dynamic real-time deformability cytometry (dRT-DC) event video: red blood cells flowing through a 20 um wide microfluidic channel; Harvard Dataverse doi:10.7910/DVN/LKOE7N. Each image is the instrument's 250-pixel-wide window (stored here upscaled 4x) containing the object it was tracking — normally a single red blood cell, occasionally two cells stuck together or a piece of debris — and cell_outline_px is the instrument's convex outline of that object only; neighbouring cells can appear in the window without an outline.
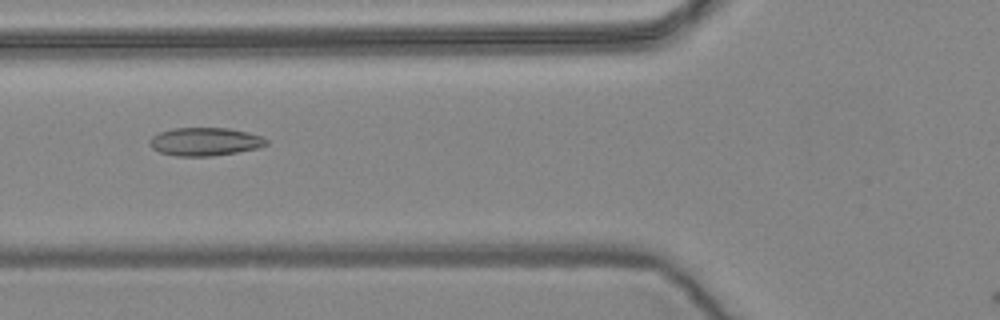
{"species": "common noctule bat (a hibernating species)", "species_latin": "Nyctalus noctula", "temperature_condition": "warm", "stored_images_in_passage": 38, "camera_frame_rate_fps": 3000, "um_per_image_px": 0.085, "animal": {"sex": "female", "body_mass_g": 24.6, "forearm_length_mm": 56.2}, "frame": {"image": 1, "passage_image": 17, "time_ms": 5.333, "image_size_px": [1000, 320], "cell_outline_px": [[268, 144], [260, 148], [212, 156], [176, 156], [160, 152], [152, 148], [148, 144], [148, 140], [152, 136], [160, 132], [172, 128], [228, 128], [248, 132], [260, 136], [268, 140]], "centroid_in_image_um": [17.41, 12.04], "position_along_channel_um": 108.4, "area_um2": 19.25}}
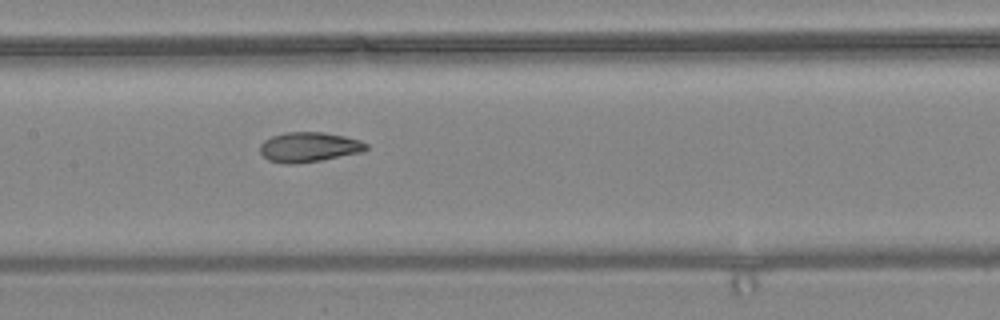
{"frame": {"image": 2, "passage_image": 23, "time_ms": 7.333, "image_size_px": [1000, 320], "cell_outline_px": [[368, 148], [364, 152], [320, 160], [292, 164], [284, 164], [268, 160], [260, 152], [260, 144], [264, 140], [272, 136], [284, 132], [324, 132], [344, 136], [360, 140], [368, 144]], "centroid_in_image_um": [26.27, 12.5], "position_along_channel_um": 181.1, "area_um2": 18.55}}
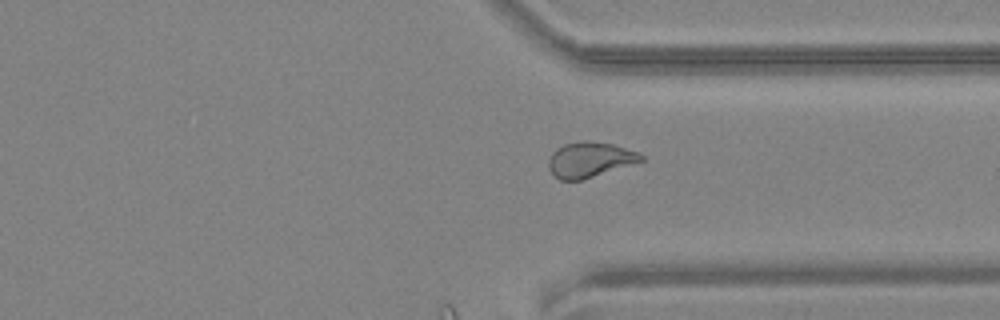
{"frame": {"image": 3, "passage_image": 38, "time_ms": 12.333, "image_size_px": [1000, 320], "cell_outline_px": [[644, 160], [580, 180], [560, 180], [548, 168], [548, 160], [552, 152], [556, 148], [564, 144], [584, 140], [612, 144], [636, 152], [644, 156]], "centroid_in_image_um": [50.08, 13.56], "position_along_channel_um": 361.3, "area_um2": 18.61}}